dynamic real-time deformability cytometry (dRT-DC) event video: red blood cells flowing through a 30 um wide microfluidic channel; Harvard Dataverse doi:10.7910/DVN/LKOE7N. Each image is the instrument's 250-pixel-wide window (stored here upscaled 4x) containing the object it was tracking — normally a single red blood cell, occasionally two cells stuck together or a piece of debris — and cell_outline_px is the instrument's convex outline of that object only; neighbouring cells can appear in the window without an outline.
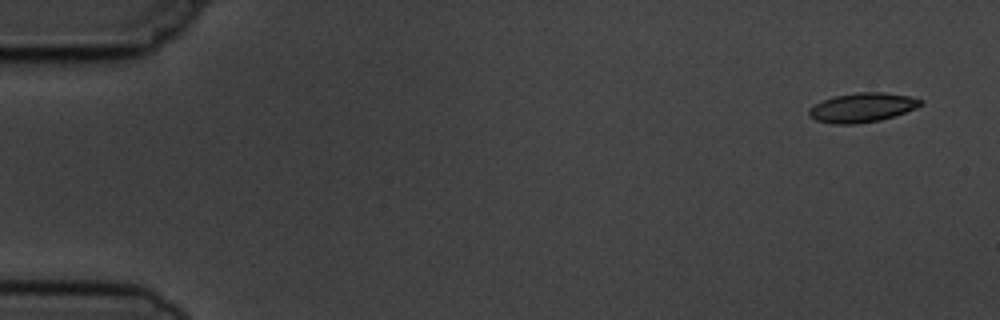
{"species": "common noctule bat (a hibernating species)", "species_latin": "Nyctalus noctula", "temperature_condition": "cold", "stored_images_in_passage": 4, "camera_frame_rate_fps": 3000, "um_per_image_px": 0.085, "animal": {"sex": "male", "body_mass_g": 19.5, "forearm_length_mm": 54.6}, "frame": {"image": 1, "passage_image": 1, "time_ms": 0.0, "image_size_px": [1000, 320], "cell_outline_px": [[920, 104], [916, 108], [880, 120], [856, 124], [832, 124], [816, 120], [808, 116], [808, 108], [824, 100], [836, 96], [856, 92], [880, 92], [908, 96], [920, 100]], "centroid_in_image_um": [73.22, 9.15], "position_along_channel_um": 11.8, "area_um2": 18.73}}
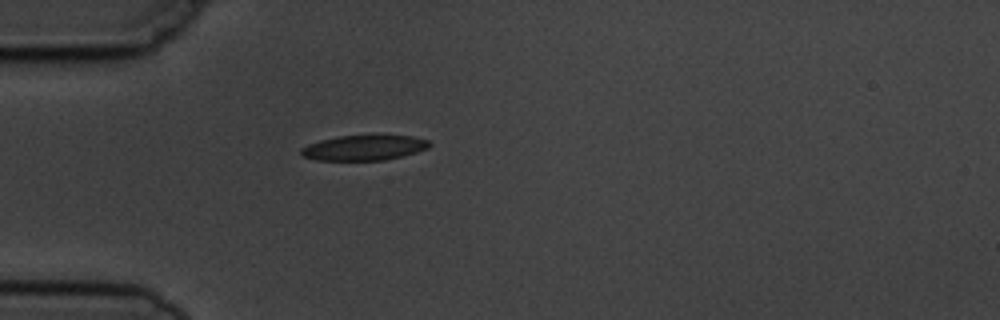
{"frame": {"image": 2, "passage_image": 4, "time_ms": 4.333, "image_size_px": [1000, 320], "cell_outline_px": [[432, 144], [428, 148], [416, 152], [384, 160], [316, 160], [304, 156], [300, 152], [300, 148], [308, 144], [320, 140], [340, 136], [412, 136], [428, 140]], "centroid_in_image_um": [30.93, 12.56], "position_along_channel_um": 54.1, "area_um2": 18.55}}